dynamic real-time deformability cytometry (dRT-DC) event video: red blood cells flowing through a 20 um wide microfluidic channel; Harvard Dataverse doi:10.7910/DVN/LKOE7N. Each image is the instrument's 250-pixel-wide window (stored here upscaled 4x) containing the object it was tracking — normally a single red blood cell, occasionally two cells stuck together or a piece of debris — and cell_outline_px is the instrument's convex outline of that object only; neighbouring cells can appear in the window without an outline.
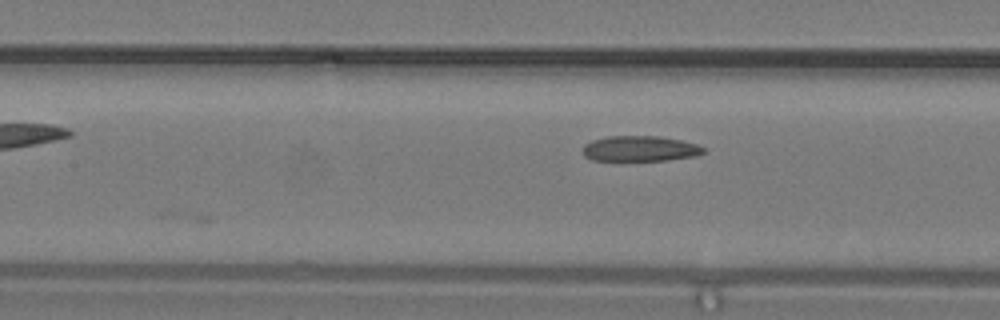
{"species": "common noctule bat (a hibernating species)", "species_latin": "Nyctalus noctula", "temperature_condition": "warm", "stored_images_in_passage": 10, "camera_frame_rate_fps": 3000, "um_per_image_px": 0.085, "animal": {"sex": "male", "body_mass_g": 19.2, "forearm_length_mm": 51.8}, "frame": {"image": 1, "passage_image": 10, "time_ms": 3.0, "image_size_px": [1000, 320], "cell_outline_px": [[708, 152], [696, 156], [664, 160], [592, 160], [584, 156], [584, 144], [592, 140], [608, 136], [660, 136], [680, 140], [696, 144], [704, 148]], "centroid_in_image_um": [54.42, 12.63], "position_along_channel_um": 153.0, "area_um2": 17.86}}